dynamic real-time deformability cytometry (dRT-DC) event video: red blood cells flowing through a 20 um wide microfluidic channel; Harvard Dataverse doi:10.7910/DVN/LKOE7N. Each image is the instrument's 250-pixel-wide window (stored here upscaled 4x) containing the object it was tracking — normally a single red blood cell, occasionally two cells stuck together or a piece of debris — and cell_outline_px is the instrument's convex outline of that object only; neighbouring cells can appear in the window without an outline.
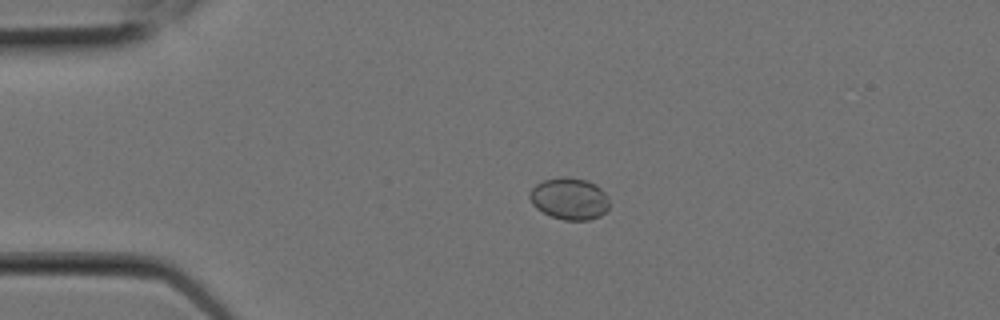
{"species": "Egyptian fruit bat (a non-hibernating species)", "species_latin": "Rousettus aegyptiacus", "temperature_condition": "room temperature", "stored_images_in_passage": 9, "camera_frame_rate_fps": 3000, "um_per_image_px": 0.085, "animal": {"sex": "female"}, "frame": {"image": 1, "passage_image": 4, "time_ms": 1.0, "image_size_px": [1000, 320], "cell_outline_px": [[608, 208], [600, 216], [588, 220], [564, 220], [552, 216], [536, 208], [532, 204], [528, 196], [528, 192], [536, 184], [544, 180], [564, 176], [568, 176], [588, 180], [596, 184], [608, 196]], "centroid_in_image_um": [48.39, 16.87], "position_along_channel_um": 36.6, "area_um2": 19.54}}
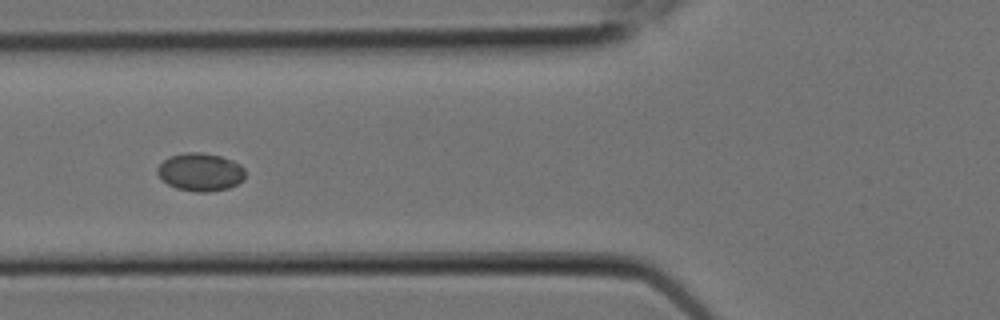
{"frame": {"image": 2, "passage_image": 7, "time_ms": 2.0, "image_size_px": [1000, 320], "cell_outline_px": [[244, 180], [228, 188], [208, 192], [196, 192], [176, 188], [168, 184], [156, 172], [156, 168], [168, 156], [188, 152], [200, 152], [220, 156], [232, 160], [240, 164], [244, 168]], "centroid_in_image_um": [17.03, 14.62], "position_along_channel_um": 108.8, "area_um2": 19.42}}
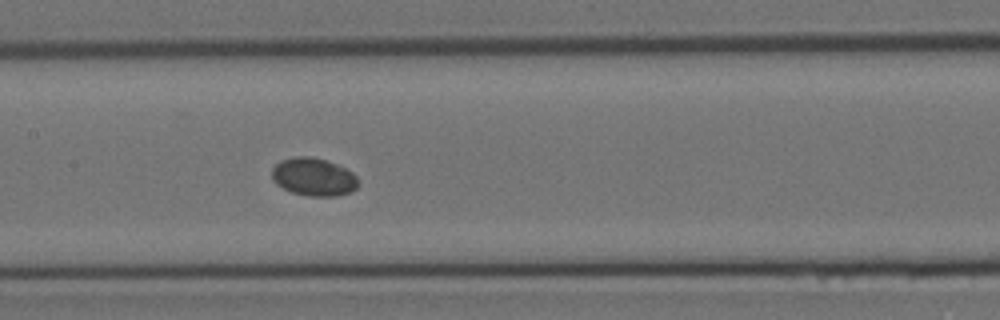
{"frame": {"image": 3, "passage_image": 9, "time_ms": 2.667, "image_size_px": [1000, 320], "cell_outline_px": [[360, 184], [356, 188], [348, 192], [336, 196], [308, 196], [292, 192], [276, 184], [272, 180], [272, 168], [280, 160], [296, 156], [312, 156], [336, 164], [352, 172], [356, 176]], "centroid_in_image_um": [26.64, 15.03], "position_along_channel_um": 180.8, "area_um2": 19.07}}